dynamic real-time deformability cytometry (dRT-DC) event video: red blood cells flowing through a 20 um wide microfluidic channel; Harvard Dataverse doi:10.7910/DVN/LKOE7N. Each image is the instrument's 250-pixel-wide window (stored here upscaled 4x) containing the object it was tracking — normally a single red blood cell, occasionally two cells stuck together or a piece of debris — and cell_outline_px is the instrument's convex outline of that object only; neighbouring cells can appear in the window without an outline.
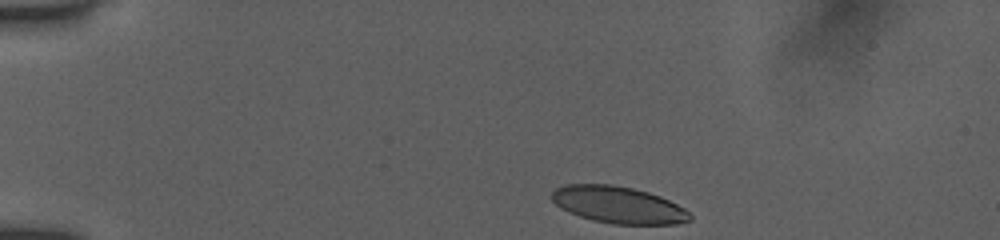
{"species": "human", "species_latin": "Homo sapiens", "temperature_condition": "room temperature", "stored_images_in_passage": 43, "camera_frame_rate_fps": 3000, "um_per_image_px": 0.085, "donor": {"sex": "female"}, "frame": {"image": 1, "passage_image": 1, "time_ms": 0.0, "image_size_px": [1000, 240], "cell_outline_px": [[692, 220], [676, 224], [612, 224], [592, 220], [568, 212], [560, 208], [548, 196], [556, 188], [564, 184], [612, 184], [632, 188], [648, 192], [660, 196], [684, 208], [692, 216]], "centroid_in_image_um": [52.52, 17.41], "position_along_channel_um": 32.5, "area_um2": 29.82}}
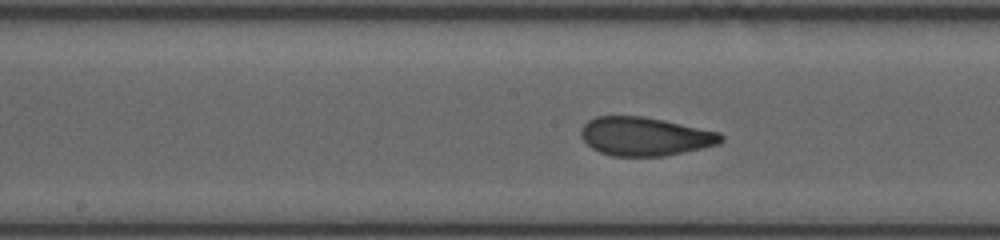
{"frame": {"image": 2, "passage_image": 19, "time_ms": 6.0, "image_size_px": [1000, 240], "cell_outline_px": [[724, 140], [720, 144], [684, 152], [664, 156], [612, 156], [600, 152], [592, 148], [580, 136], [580, 128], [588, 120], [596, 116], [644, 116], [664, 120], [720, 132], [724, 136]], "centroid_in_image_um": [54.83, 11.59], "position_along_channel_um": 193.4, "area_um2": 31.67}}
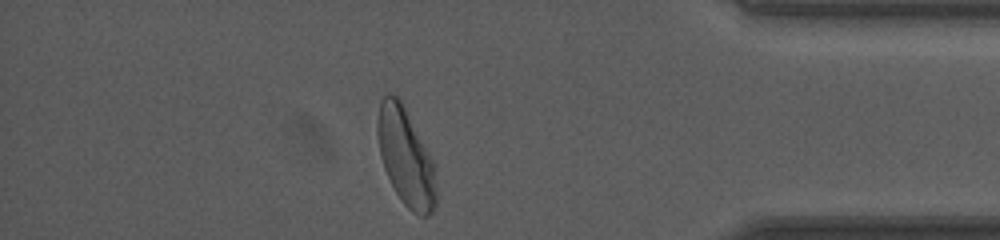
{"frame": {"image": 3, "passage_image": 37, "time_ms": 12.0, "image_size_px": [1000, 240], "cell_outline_px": [[436, 204], [432, 212], [428, 216], [420, 216], [412, 212], [400, 200], [384, 168], [380, 156], [376, 132], [376, 120], [380, 100], [388, 92], [400, 96], [436, 164]], "centroid_in_image_um": [34.5, 13.29], "position_along_channel_um": 400.7, "area_um2": 34.33}, "authors_computed_cell_mechanics": {"area_um2": 31.79, "velocity_mm_per_s": 3.917, "shape_relaxation_time_tau1_ms": 4.3559, "shape_relaxation_time_tau2_ms": 0.7129, "deformation_change_tau1": 0.1474, "deformation_change_tau2": 0.0667}}